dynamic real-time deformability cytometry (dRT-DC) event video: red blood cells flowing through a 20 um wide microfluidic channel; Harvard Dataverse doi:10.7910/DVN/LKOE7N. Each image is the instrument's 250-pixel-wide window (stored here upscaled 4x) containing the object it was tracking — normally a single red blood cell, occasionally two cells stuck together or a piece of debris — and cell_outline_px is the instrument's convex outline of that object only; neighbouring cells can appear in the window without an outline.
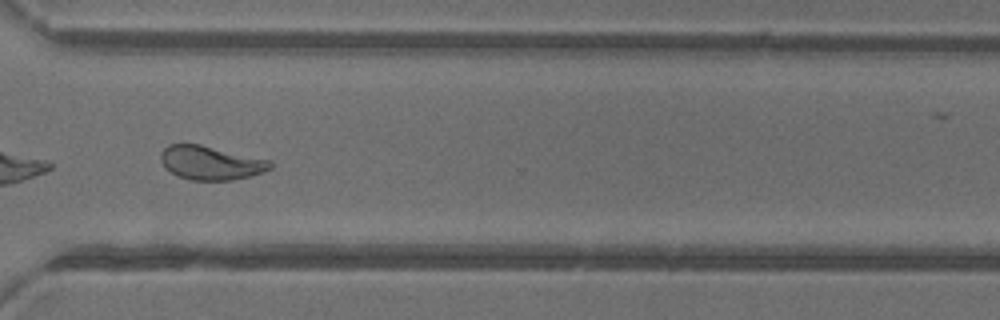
{"species": "common noctule bat (a hibernating species)", "species_latin": "Nyctalus noctula", "temperature_condition": "warm", "stored_images_in_passage": 35, "camera_frame_rate_fps": 3000, "um_per_image_px": 0.085, "animal": {"sex": "female"}, "frame": {"image": 1, "passage_image": 25, "time_ms": 8.0, "image_size_px": [1000, 320], "cell_outline_px": [[272, 168], [264, 172], [232, 180], [192, 180], [180, 176], [164, 168], [160, 160], [160, 152], [168, 144], [200, 144], [272, 160]], "centroid_in_image_um": [17.92, 13.83], "position_along_channel_um": 352.7, "area_um2": 21.68}}